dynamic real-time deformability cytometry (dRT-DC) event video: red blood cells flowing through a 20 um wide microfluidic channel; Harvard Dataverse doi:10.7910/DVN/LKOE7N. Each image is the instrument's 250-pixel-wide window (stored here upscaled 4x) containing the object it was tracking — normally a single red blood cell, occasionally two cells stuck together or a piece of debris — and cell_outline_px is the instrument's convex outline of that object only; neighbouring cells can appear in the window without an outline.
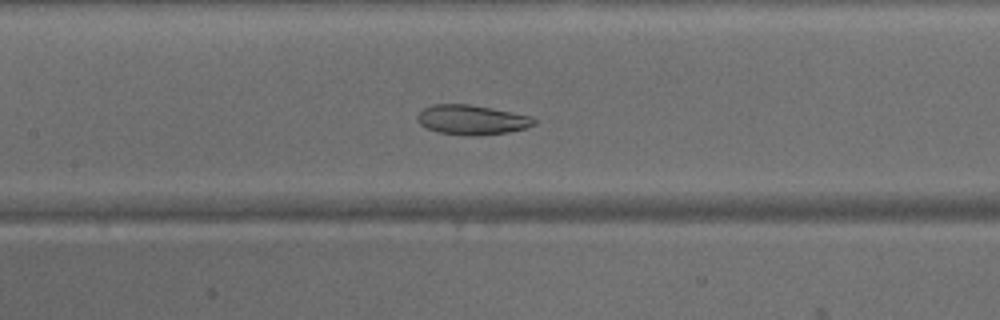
{"species": "common noctule bat (a hibernating species)", "species_latin": "Nyctalus noctula", "temperature_condition": "warm", "stored_images_in_passage": 47, "camera_frame_rate_fps": 3000, "um_per_image_px": 0.085, "animal": {"sex": "male", "body_mass_g": 15.6}, "frame": {"image": 1, "passage_image": 22, "time_ms": 7.0, "image_size_px": [1000, 320], "cell_outline_px": [[536, 124], [524, 128], [508, 132], [472, 136], [460, 136], [440, 132], [428, 128], [420, 124], [416, 120], [416, 116], [424, 108], [432, 104], [468, 104], [492, 108], [532, 116], [536, 120]], "centroid_in_image_um": [40.1, 10.18], "position_along_channel_um": 167.3, "area_um2": 20.23}}
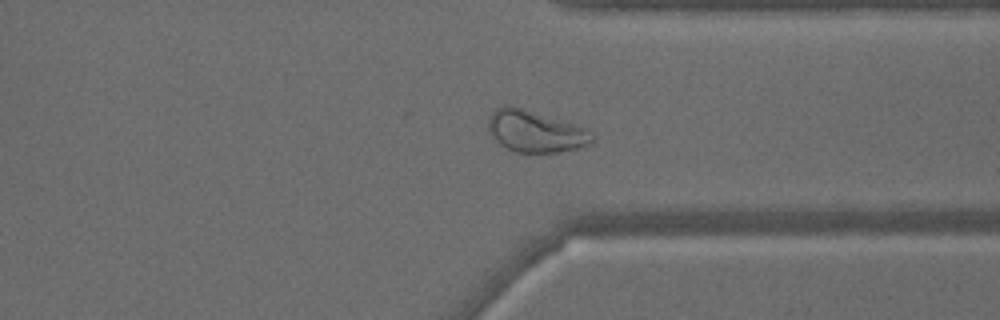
{"frame": {"image": 2, "passage_image": 36, "time_ms": 11.667, "image_size_px": [1000, 320], "cell_outline_px": [[596, 140], [592, 144], [584, 148], [556, 152], [516, 152], [500, 144], [492, 136], [488, 128], [488, 116], [496, 108], [504, 104], [520, 108], [576, 124], [596, 132]], "centroid_in_image_um": [45.59, 11.18], "position_along_channel_um": 365.8, "area_um2": 25.55}}
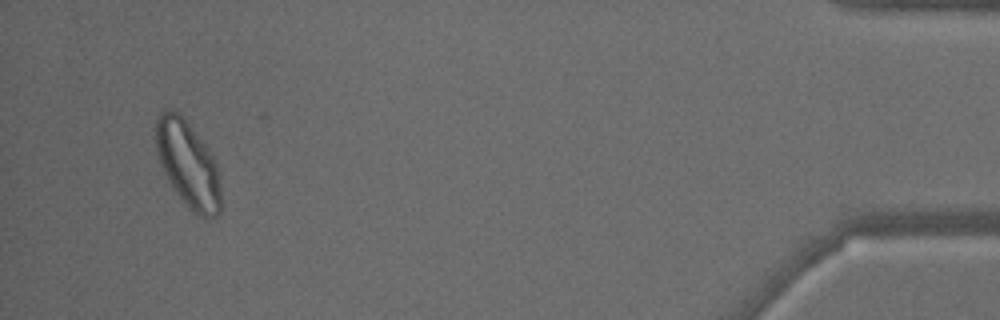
{"frame": {"image": 3, "passage_image": 45, "time_ms": 14.667, "image_size_px": [1000, 320], "cell_outline_px": [[220, 212], [216, 216], [208, 220], [204, 220], [196, 216], [184, 204], [172, 188], [156, 156], [152, 128], [156, 116], [160, 112], [168, 108], [176, 108], [180, 112], [208, 148], [216, 164], [220, 184]], "centroid_in_image_um": [15.91, 13.92], "position_along_channel_um": 419.3, "area_um2": 33.99}}